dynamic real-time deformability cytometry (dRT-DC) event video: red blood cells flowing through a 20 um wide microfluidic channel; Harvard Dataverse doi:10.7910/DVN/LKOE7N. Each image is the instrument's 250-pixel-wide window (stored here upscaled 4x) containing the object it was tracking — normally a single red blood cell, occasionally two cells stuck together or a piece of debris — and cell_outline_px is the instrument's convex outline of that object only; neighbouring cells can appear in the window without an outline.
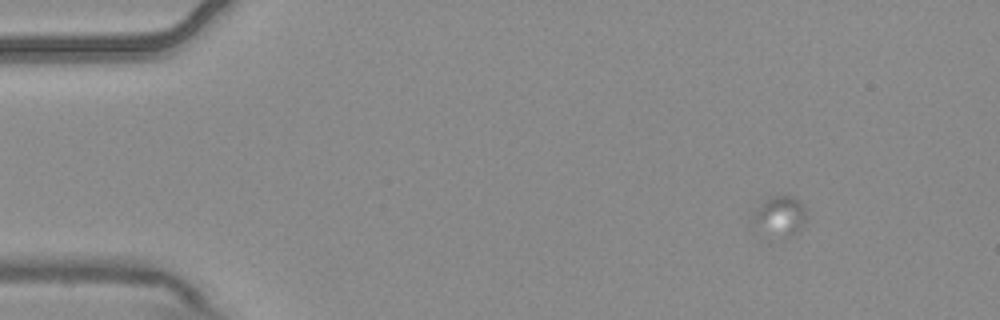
{"species": "common noctule bat (a hibernating species)", "species_latin": "Nyctalus noctula", "temperature_condition": "warm", "stored_images_in_passage": 6, "camera_frame_rate_fps": 3000, "um_per_image_px": 0.085, "animal": {"sex": "male", "body_mass_g": 20.4}, "frame": {"image": 1, "passage_image": 3, "time_ms": 0.667, "image_size_px": [1000, 320], "cell_outline_px": [[808, 216], [800, 232], [788, 232], [752, 220], [748, 216], [768, 196], [784, 192], [800, 200], [804, 204], [808, 212]], "centroid_in_image_um": [66.42, 18.09], "position_along_channel_um": 18.6, "area_um2": 11.44}}